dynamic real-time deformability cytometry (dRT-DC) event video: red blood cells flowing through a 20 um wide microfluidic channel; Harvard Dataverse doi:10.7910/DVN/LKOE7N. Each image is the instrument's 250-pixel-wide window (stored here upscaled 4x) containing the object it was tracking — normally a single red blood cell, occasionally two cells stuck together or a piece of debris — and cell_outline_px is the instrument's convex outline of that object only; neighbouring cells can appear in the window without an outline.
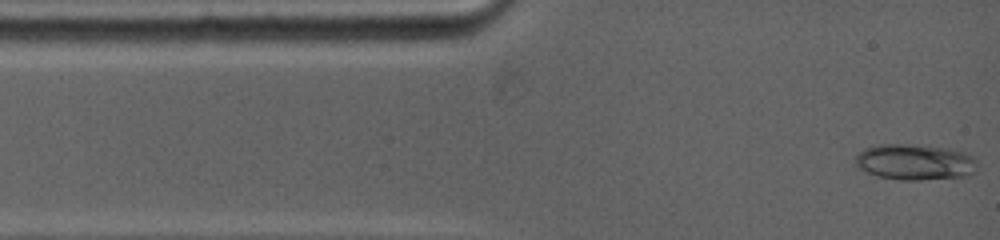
{"species": "common noctule bat (a hibernating species)", "species_latin": "Nyctalus noctula", "temperature_condition": "warm", "stored_images_in_passage": 56, "camera_frame_rate_fps": 5000, "um_per_image_px": 0.085, "animal": {"sex": "female", "body_mass_g": 19.0, "forearm_length_mm": 53.3}, "frame": {"image": 1, "passage_image": 1, "time_ms": 0.0, "image_size_px": [1000, 240], "cell_outline_px": [[976, 160], [972, 176], [920, 180], [900, 180], [876, 176], [860, 168], [856, 164], [856, 156], [864, 148], [880, 144], [904, 144], [944, 148], [964, 152], [972, 156]], "centroid_in_image_um": [77.77, 13.79], "position_along_channel_um": 7.2, "area_um2": 25.32}}
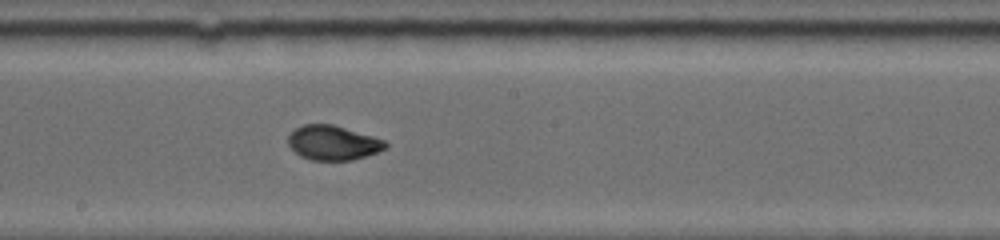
{"frame": {"image": 2, "passage_image": 26, "time_ms": 6.6, "image_size_px": [1000, 240], "cell_outline_px": [[388, 148], [352, 160], [312, 160], [300, 156], [288, 144], [288, 136], [296, 128], [304, 124], [332, 124], [372, 136], [384, 140], [388, 144]], "centroid_in_image_um": [28.3, 12.14], "position_along_channel_um": 219.9, "area_um2": 19.36}}
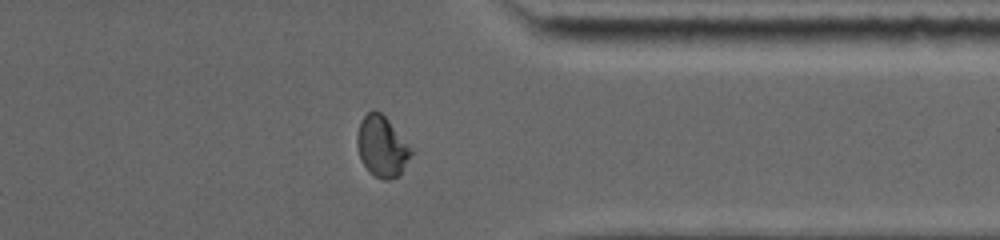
{"frame": {"image": 3, "passage_image": 43, "time_ms": 10.8, "image_size_px": [1000, 240], "cell_outline_px": [[416, 152], [400, 176], [388, 180], [384, 180], [368, 172], [360, 160], [356, 144], [356, 136], [360, 120], [372, 108], [380, 112], [388, 120]], "centroid_in_image_um": [32.49, 12.48], "position_along_channel_um": 378.9, "area_um2": 19.77}, "authors_computed_cell_mechanics": {"area_um2": 19.8254, "velocity_mm_per_s": 3.9113, "shape_relaxation_time_tau1_ms": null, "shape_relaxation_time_tau2_ms": 0.7695, "deformation_change_tau1": null, "deformation_change_tau2": 0.0473}}